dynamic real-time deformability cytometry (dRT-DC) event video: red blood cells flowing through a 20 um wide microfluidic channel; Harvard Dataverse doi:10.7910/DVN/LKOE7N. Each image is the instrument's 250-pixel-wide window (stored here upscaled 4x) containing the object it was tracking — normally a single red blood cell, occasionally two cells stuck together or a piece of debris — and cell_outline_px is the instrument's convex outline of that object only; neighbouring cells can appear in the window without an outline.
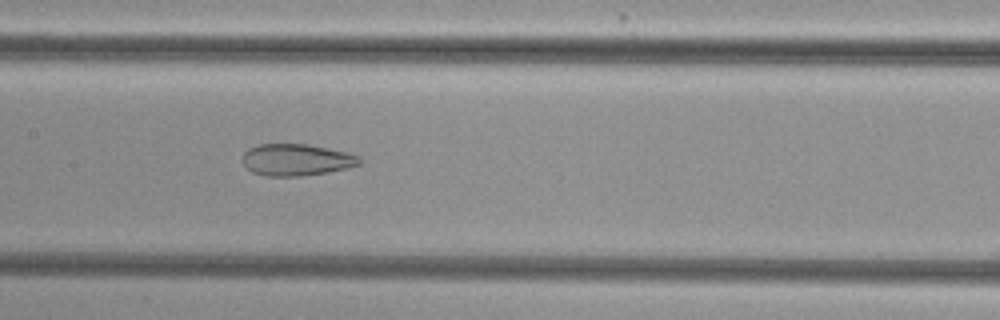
{"species": "common noctule bat (a hibernating species)", "species_latin": "Nyctalus noctula", "temperature_condition": "cold", "stored_images_in_passage": 47, "camera_frame_rate_fps": 3000, "um_per_image_px": 0.085, "animal": {"sex": "female", "body_mass_g": 29.2, "forearm_length_mm": 56.3}, "frame": {"image": 1, "passage_image": 20, "time_ms": 6.333, "image_size_px": [1000, 320], "cell_outline_px": [[360, 164], [348, 168], [328, 172], [300, 176], [264, 176], [252, 172], [244, 164], [244, 152], [248, 148], [260, 144], [308, 144], [328, 148], [360, 156]], "centroid_in_image_um": [25.19, 13.58], "position_along_channel_um": 182.2, "area_um2": 21.56}}
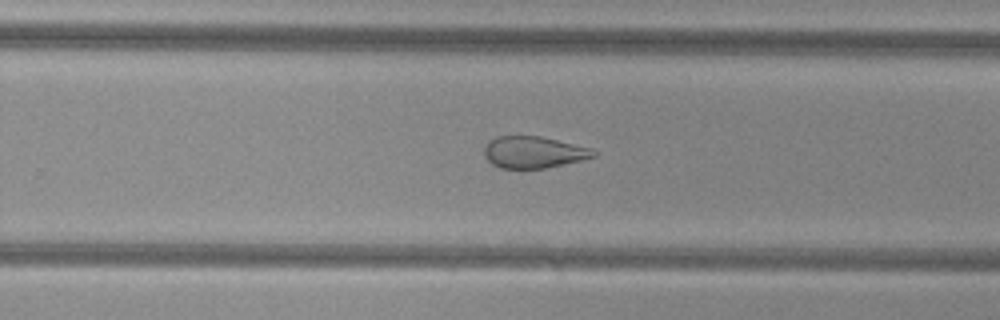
{"frame": {"image": 2, "passage_image": 28, "time_ms": 9.0, "image_size_px": [1000, 320], "cell_outline_px": [[596, 156], [580, 160], [544, 168], [500, 168], [492, 164], [484, 156], [484, 144], [488, 140], [496, 136], [540, 136], [592, 148], [596, 152]], "centroid_in_image_um": [45.31, 12.92], "position_along_channel_um": 284.5, "area_um2": 20.17}}
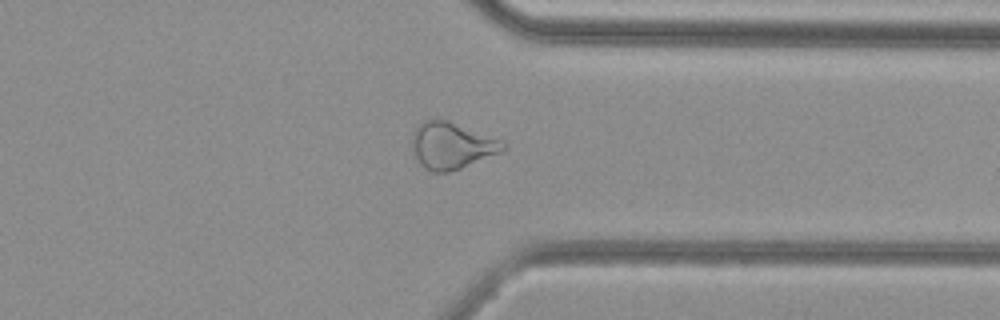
{"frame": {"image": 3, "passage_image": 35, "time_ms": 11.333, "image_size_px": [1000, 320], "cell_outline_px": [[508, 148], [500, 152], [460, 168], [448, 172], [432, 172], [424, 168], [420, 164], [412, 152], [412, 136], [416, 128], [424, 120], [436, 116], [448, 120], [500, 140]], "centroid_in_image_um": [38.33, 12.35], "position_along_channel_um": 373.1, "area_um2": 24.68}, "authors_computed_cell_mechanics": {"area_um2": 26.3568, "velocity_mm_per_s": 3.8453, "shape_relaxation_time_tau1_ms": null, "shape_relaxation_time_tau2_ms": 2.3845, "deformation_change_tau1": null, "deformation_change_tau2": 0.1105}}